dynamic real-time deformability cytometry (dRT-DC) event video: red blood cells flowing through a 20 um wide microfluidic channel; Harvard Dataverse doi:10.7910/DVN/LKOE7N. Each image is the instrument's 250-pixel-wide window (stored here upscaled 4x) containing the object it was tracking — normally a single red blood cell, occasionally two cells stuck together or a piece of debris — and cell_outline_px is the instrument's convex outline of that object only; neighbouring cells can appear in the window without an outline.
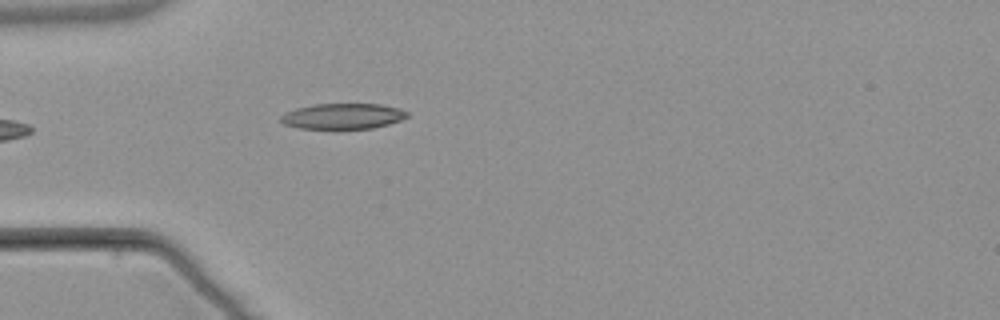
{"species": "common noctule bat (a hibernating species)", "species_latin": "Nyctalus noctula", "temperature_condition": "warm", "stored_images_in_passage": 1, "camera_frame_rate_fps": 3000, "um_per_image_px": 0.085, "animal": {"sex": "male", "body_mass_g": 21.5, "forearm_length_mm": 52.0}, "frame": {"image": 1, "passage_image": 1, "time_ms": 0.0, "image_size_px": [1000, 320], "cell_outline_px": [[408, 116], [400, 120], [388, 124], [372, 128], [300, 128], [284, 124], [280, 120], [280, 116], [284, 112], [296, 108], [316, 104], [380, 104], [400, 108], [408, 112]], "centroid_in_image_um": [29.13, 9.86], "position_along_channel_um": 55.9, "area_um2": 18.73}}